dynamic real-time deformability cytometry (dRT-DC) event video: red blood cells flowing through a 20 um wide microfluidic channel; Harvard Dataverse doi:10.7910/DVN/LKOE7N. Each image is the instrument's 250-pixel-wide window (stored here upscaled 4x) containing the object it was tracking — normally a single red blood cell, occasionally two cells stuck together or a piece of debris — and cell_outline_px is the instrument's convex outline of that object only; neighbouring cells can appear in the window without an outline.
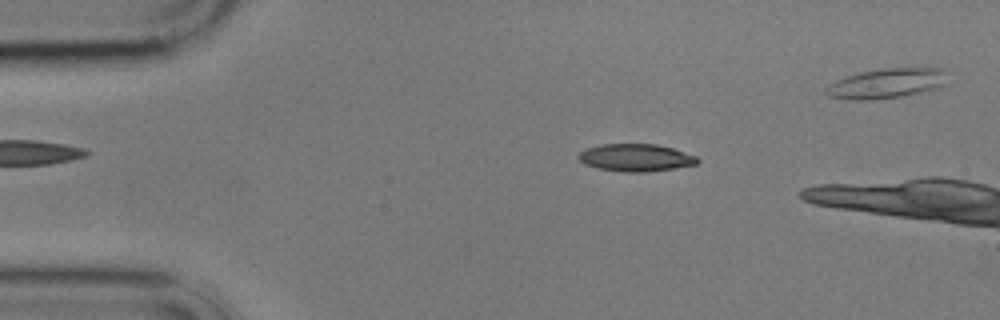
{"species": "common noctule bat (a hibernating species)", "species_latin": "Nyctalus noctula", "temperature_condition": "cold", "stored_images_in_passage": 4, "camera_frame_rate_fps": 3000, "um_per_image_px": 0.085, "animal": {"sex": "male", "body_mass_g": 17.9}, "frame": {"image": 1, "passage_image": 2, "time_ms": 1.0, "image_size_px": [1000, 320], "cell_outline_px": [[700, 160], [696, 164], [648, 172], [624, 172], [600, 168], [584, 164], [576, 156], [580, 152], [588, 148], [604, 144], [656, 144], [672, 148], [696, 156]], "centroid_in_image_um": [54.03, 13.4], "position_along_channel_um": 31.0, "area_um2": 18.79}}